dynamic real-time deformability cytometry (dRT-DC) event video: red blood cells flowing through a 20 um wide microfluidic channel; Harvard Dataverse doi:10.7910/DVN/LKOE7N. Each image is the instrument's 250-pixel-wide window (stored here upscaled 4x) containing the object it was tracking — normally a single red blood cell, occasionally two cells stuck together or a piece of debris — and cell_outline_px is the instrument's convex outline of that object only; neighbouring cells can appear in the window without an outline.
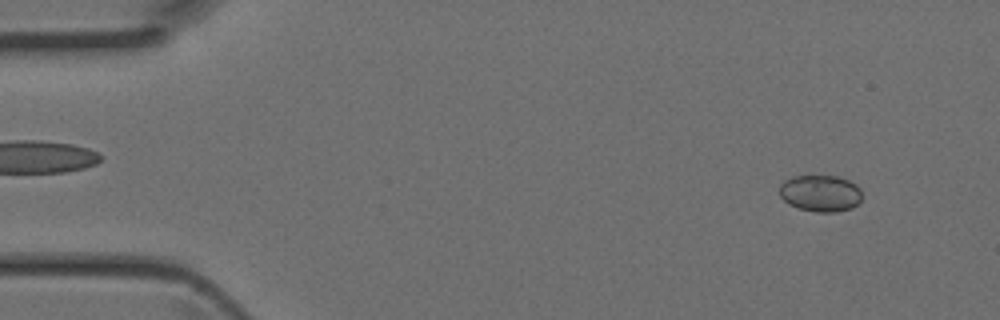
{"species": "Egyptian fruit bat (a non-hibernating species)", "species_latin": "Rousettus aegyptiacus", "temperature_condition": "room temperature", "stored_images_in_passage": 10, "camera_frame_rate_fps": 3000, "um_per_image_px": 0.085, "animal": {"sex": "female"}, "frame": {"image": 1, "passage_image": 2, "time_ms": 0.333, "image_size_px": [1000, 320], "cell_outline_px": [[860, 200], [852, 208], [836, 212], [816, 212], [800, 208], [788, 204], [780, 196], [780, 184], [784, 180], [792, 176], [836, 176], [848, 180], [856, 184], [860, 188]], "centroid_in_image_um": [69.72, 16.42], "position_along_channel_um": 15.3, "area_um2": 17.57}}